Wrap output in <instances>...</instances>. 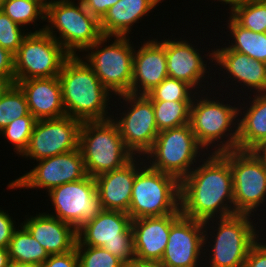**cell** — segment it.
I'll list each match as a JSON object with an SVG mask.
<instances>
[{
    "label": "cell",
    "mask_w": 266,
    "mask_h": 267,
    "mask_svg": "<svg viewBox=\"0 0 266 267\" xmlns=\"http://www.w3.org/2000/svg\"><path fill=\"white\" fill-rule=\"evenodd\" d=\"M198 166L180 181L181 214L203 222H215V214L216 218L234 215L229 162L220 153L211 152Z\"/></svg>",
    "instance_id": "6da1fadb"
},
{
    "label": "cell",
    "mask_w": 266,
    "mask_h": 267,
    "mask_svg": "<svg viewBox=\"0 0 266 267\" xmlns=\"http://www.w3.org/2000/svg\"><path fill=\"white\" fill-rule=\"evenodd\" d=\"M8 83L0 78V94L7 87Z\"/></svg>",
    "instance_id": "bcb514c9"
},
{
    "label": "cell",
    "mask_w": 266,
    "mask_h": 267,
    "mask_svg": "<svg viewBox=\"0 0 266 267\" xmlns=\"http://www.w3.org/2000/svg\"><path fill=\"white\" fill-rule=\"evenodd\" d=\"M15 221L11 218L9 213L0 209V247L8 248L9 242L14 233Z\"/></svg>",
    "instance_id": "ab89813d"
},
{
    "label": "cell",
    "mask_w": 266,
    "mask_h": 267,
    "mask_svg": "<svg viewBox=\"0 0 266 267\" xmlns=\"http://www.w3.org/2000/svg\"><path fill=\"white\" fill-rule=\"evenodd\" d=\"M26 115H32L26 97L21 88L13 83L0 94V131L11 121Z\"/></svg>",
    "instance_id": "f546056e"
},
{
    "label": "cell",
    "mask_w": 266,
    "mask_h": 267,
    "mask_svg": "<svg viewBox=\"0 0 266 267\" xmlns=\"http://www.w3.org/2000/svg\"><path fill=\"white\" fill-rule=\"evenodd\" d=\"M136 159L137 157H134L124 167L102 173L95 177L102 210L128 213L136 173L142 165L147 163V161L144 162L143 156V161L141 158L137 159L138 161ZM138 162H140V167Z\"/></svg>",
    "instance_id": "ffe728a7"
},
{
    "label": "cell",
    "mask_w": 266,
    "mask_h": 267,
    "mask_svg": "<svg viewBox=\"0 0 266 267\" xmlns=\"http://www.w3.org/2000/svg\"><path fill=\"white\" fill-rule=\"evenodd\" d=\"M220 2H224L227 4H229V10L231 11L230 13H232L236 8H238L239 6H241L244 2H246L247 0H218Z\"/></svg>",
    "instance_id": "f6af8a7d"
},
{
    "label": "cell",
    "mask_w": 266,
    "mask_h": 267,
    "mask_svg": "<svg viewBox=\"0 0 266 267\" xmlns=\"http://www.w3.org/2000/svg\"><path fill=\"white\" fill-rule=\"evenodd\" d=\"M22 27L0 10V46L13 55L17 53L23 39L29 34L25 33V29L22 32Z\"/></svg>",
    "instance_id": "d590c367"
},
{
    "label": "cell",
    "mask_w": 266,
    "mask_h": 267,
    "mask_svg": "<svg viewBox=\"0 0 266 267\" xmlns=\"http://www.w3.org/2000/svg\"><path fill=\"white\" fill-rule=\"evenodd\" d=\"M147 164L136 173L127 214L134 220L181 213L180 181Z\"/></svg>",
    "instance_id": "5b68a950"
},
{
    "label": "cell",
    "mask_w": 266,
    "mask_h": 267,
    "mask_svg": "<svg viewBox=\"0 0 266 267\" xmlns=\"http://www.w3.org/2000/svg\"><path fill=\"white\" fill-rule=\"evenodd\" d=\"M0 78L14 83V55L0 46Z\"/></svg>",
    "instance_id": "f35d334b"
},
{
    "label": "cell",
    "mask_w": 266,
    "mask_h": 267,
    "mask_svg": "<svg viewBox=\"0 0 266 267\" xmlns=\"http://www.w3.org/2000/svg\"><path fill=\"white\" fill-rule=\"evenodd\" d=\"M37 1H39L45 8L48 4L52 2V0L51 1L50 0H37Z\"/></svg>",
    "instance_id": "7dc6e473"
},
{
    "label": "cell",
    "mask_w": 266,
    "mask_h": 267,
    "mask_svg": "<svg viewBox=\"0 0 266 267\" xmlns=\"http://www.w3.org/2000/svg\"><path fill=\"white\" fill-rule=\"evenodd\" d=\"M70 55L43 28L29 32L14 55V83L32 78L57 77Z\"/></svg>",
    "instance_id": "8fae6325"
},
{
    "label": "cell",
    "mask_w": 266,
    "mask_h": 267,
    "mask_svg": "<svg viewBox=\"0 0 266 267\" xmlns=\"http://www.w3.org/2000/svg\"><path fill=\"white\" fill-rule=\"evenodd\" d=\"M192 90L194 88L187 82L167 77L146 96L151 101H192L194 94H198Z\"/></svg>",
    "instance_id": "d6a6232c"
},
{
    "label": "cell",
    "mask_w": 266,
    "mask_h": 267,
    "mask_svg": "<svg viewBox=\"0 0 266 267\" xmlns=\"http://www.w3.org/2000/svg\"><path fill=\"white\" fill-rule=\"evenodd\" d=\"M220 154L231 167L235 214H254L266 201V169L263 163L253 151L235 149Z\"/></svg>",
    "instance_id": "7c38bea8"
},
{
    "label": "cell",
    "mask_w": 266,
    "mask_h": 267,
    "mask_svg": "<svg viewBox=\"0 0 266 267\" xmlns=\"http://www.w3.org/2000/svg\"><path fill=\"white\" fill-rule=\"evenodd\" d=\"M23 91L30 113L36 120L66 116L61 84L57 77L32 78L16 83Z\"/></svg>",
    "instance_id": "7402d4cb"
},
{
    "label": "cell",
    "mask_w": 266,
    "mask_h": 267,
    "mask_svg": "<svg viewBox=\"0 0 266 267\" xmlns=\"http://www.w3.org/2000/svg\"><path fill=\"white\" fill-rule=\"evenodd\" d=\"M181 215V213H173L132 220L131 229L136 260L160 262L169 240L171 225Z\"/></svg>",
    "instance_id": "d6986e66"
},
{
    "label": "cell",
    "mask_w": 266,
    "mask_h": 267,
    "mask_svg": "<svg viewBox=\"0 0 266 267\" xmlns=\"http://www.w3.org/2000/svg\"><path fill=\"white\" fill-rule=\"evenodd\" d=\"M158 131L189 123L192 101H152Z\"/></svg>",
    "instance_id": "f1b7e54d"
},
{
    "label": "cell",
    "mask_w": 266,
    "mask_h": 267,
    "mask_svg": "<svg viewBox=\"0 0 266 267\" xmlns=\"http://www.w3.org/2000/svg\"><path fill=\"white\" fill-rule=\"evenodd\" d=\"M209 54L210 60H215L216 65L223 67L220 69L226 70L232 76V81L235 83H243L242 85L251 87L255 93L266 92V64L258 60L252 59L246 54L233 51L227 46L224 48H216ZM236 79V80H235ZM257 91V92H256Z\"/></svg>",
    "instance_id": "603a6c76"
},
{
    "label": "cell",
    "mask_w": 266,
    "mask_h": 267,
    "mask_svg": "<svg viewBox=\"0 0 266 267\" xmlns=\"http://www.w3.org/2000/svg\"><path fill=\"white\" fill-rule=\"evenodd\" d=\"M124 267H164L160 262H149V261H132L125 264Z\"/></svg>",
    "instance_id": "b9f144b4"
},
{
    "label": "cell",
    "mask_w": 266,
    "mask_h": 267,
    "mask_svg": "<svg viewBox=\"0 0 266 267\" xmlns=\"http://www.w3.org/2000/svg\"><path fill=\"white\" fill-rule=\"evenodd\" d=\"M82 59L79 55L69 56L58 75L66 115L81 122L114 118L111 114L106 115L109 98L113 94L103 86L92 68Z\"/></svg>",
    "instance_id": "7a4b0ae2"
},
{
    "label": "cell",
    "mask_w": 266,
    "mask_h": 267,
    "mask_svg": "<svg viewBox=\"0 0 266 267\" xmlns=\"http://www.w3.org/2000/svg\"><path fill=\"white\" fill-rule=\"evenodd\" d=\"M166 40V59L168 77L182 80L198 88L206 77L207 66L201 54L186 40ZM207 71V72H206ZM198 86V87H197Z\"/></svg>",
    "instance_id": "cb8c5ba5"
},
{
    "label": "cell",
    "mask_w": 266,
    "mask_h": 267,
    "mask_svg": "<svg viewBox=\"0 0 266 267\" xmlns=\"http://www.w3.org/2000/svg\"><path fill=\"white\" fill-rule=\"evenodd\" d=\"M131 222L126 212L102 210L77 230L76 246L103 247L125 264L135 261Z\"/></svg>",
    "instance_id": "ba28073f"
},
{
    "label": "cell",
    "mask_w": 266,
    "mask_h": 267,
    "mask_svg": "<svg viewBox=\"0 0 266 267\" xmlns=\"http://www.w3.org/2000/svg\"><path fill=\"white\" fill-rule=\"evenodd\" d=\"M244 267H266V243L258 240L250 248Z\"/></svg>",
    "instance_id": "74e56055"
},
{
    "label": "cell",
    "mask_w": 266,
    "mask_h": 267,
    "mask_svg": "<svg viewBox=\"0 0 266 267\" xmlns=\"http://www.w3.org/2000/svg\"><path fill=\"white\" fill-rule=\"evenodd\" d=\"M9 267H33V266H27V265L11 263Z\"/></svg>",
    "instance_id": "c3c4849f"
},
{
    "label": "cell",
    "mask_w": 266,
    "mask_h": 267,
    "mask_svg": "<svg viewBox=\"0 0 266 267\" xmlns=\"http://www.w3.org/2000/svg\"><path fill=\"white\" fill-rule=\"evenodd\" d=\"M166 64V39H149L134 50L131 94L146 95L159 85L168 77Z\"/></svg>",
    "instance_id": "ac0fdd59"
},
{
    "label": "cell",
    "mask_w": 266,
    "mask_h": 267,
    "mask_svg": "<svg viewBox=\"0 0 266 267\" xmlns=\"http://www.w3.org/2000/svg\"><path fill=\"white\" fill-rule=\"evenodd\" d=\"M202 149L188 123L160 131L145 155L148 158L146 160L152 159L148 161L151 168L173 175L181 181L194 169Z\"/></svg>",
    "instance_id": "9c48e42d"
},
{
    "label": "cell",
    "mask_w": 266,
    "mask_h": 267,
    "mask_svg": "<svg viewBox=\"0 0 266 267\" xmlns=\"http://www.w3.org/2000/svg\"><path fill=\"white\" fill-rule=\"evenodd\" d=\"M6 0H0V6L5 2Z\"/></svg>",
    "instance_id": "681fc988"
},
{
    "label": "cell",
    "mask_w": 266,
    "mask_h": 267,
    "mask_svg": "<svg viewBox=\"0 0 266 267\" xmlns=\"http://www.w3.org/2000/svg\"><path fill=\"white\" fill-rule=\"evenodd\" d=\"M162 0H120L100 20L105 36H128L131 26L150 13ZM146 14V15H145Z\"/></svg>",
    "instance_id": "d4e9b609"
},
{
    "label": "cell",
    "mask_w": 266,
    "mask_h": 267,
    "mask_svg": "<svg viewBox=\"0 0 266 267\" xmlns=\"http://www.w3.org/2000/svg\"><path fill=\"white\" fill-rule=\"evenodd\" d=\"M78 267H124L125 263L103 247L75 246Z\"/></svg>",
    "instance_id": "e575fe53"
},
{
    "label": "cell",
    "mask_w": 266,
    "mask_h": 267,
    "mask_svg": "<svg viewBox=\"0 0 266 267\" xmlns=\"http://www.w3.org/2000/svg\"><path fill=\"white\" fill-rule=\"evenodd\" d=\"M38 267H78L76 249L63 254L49 255L48 259Z\"/></svg>",
    "instance_id": "8d00e7d4"
},
{
    "label": "cell",
    "mask_w": 266,
    "mask_h": 267,
    "mask_svg": "<svg viewBox=\"0 0 266 267\" xmlns=\"http://www.w3.org/2000/svg\"><path fill=\"white\" fill-rule=\"evenodd\" d=\"M230 14L239 26L266 33V0H247Z\"/></svg>",
    "instance_id": "4dcf8cb0"
},
{
    "label": "cell",
    "mask_w": 266,
    "mask_h": 267,
    "mask_svg": "<svg viewBox=\"0 0 266 267\" xmlns=\"http://www.w3.org/2000/svg\"><path fill=\"white\" fill-rule=\"evenodd\" d=\"M86 10L99 21L107 13L108 9L120 0H81Z\"/></svg>",
    "instance_id": "60d3db41"
},
{
    "label": "cell",
    "mask_w": 266,
    "mask_h": 267,
    "mask_svg": "<svg viewBox=\"0 0 266 267\" xmlns=\"http://www.w3.org/2000/svg\"><path fill=\"white\" fill-rule=\"evenodd\" d=\"M31 236L45 249L48 255L72 251L77 242V230L52 214L39 213L22 223Z\"/></svg>",
    "instance_id": "44dd1931"
},
{
    "label": "cell",
    "mask_w": 266,
    "mask_h": 267,
    "mask_svg": "<svg viewBox=\"0 0 266 267\" xmlns=\"http://www.w3.org/2000/svg\"><path fill=\"white\" fill-rule=\"evenodd\" d=\"M78 1L79 5L72 0H53L46 6L45 20L49 24L44 26V31L70 56L78 55L77 50L84 52L103 36L100 21L86 10L81 0Z\"/></svg>",
    "instance_id": "277c9868"
},
{
    "label": "cell",
    "mask_w": 266,
    "mask_h": 267,
    "mask_svg": "<svg viewBox=\"0 0 266 267\" xmlns=\"http://www.w3.org/2000/svg\"><path fill=\"white\" fill-rule=\"evenodd\" d=\"M36 119L33 115H26L11 121L0 135L13 144L14 152L22 155L27 149Z\"/></svg>",
    "instance_id": "836d02e7"
},
{
    "label": "cell",
    "mask_w": 266,
    "mask_h": 267,
    "mask_svg": "<svg viewBox=\"0 0 266 267\" xmlns=\"http://www.w3.org/2000/svg\"><path fill=\"white\" fill-rule=\"evenodd\" d=\"M207 227L203 221L181 215L171 225L160 263L164 267H198L202 251L208 250L204 246L209 238Z\"/></svg>",
    "instance_id": "e0dca14e"
},
{
    "label": "cell",
    "mask_w": 266,
    "mask_h": 267,
    "mask_svg": "<svg viewBox=\"0 0 266 267\" xmlns=\"http://www.w3.org/2000/svg\"><path fill=\"white\" fill-rule=\"evenodd\" d=\"M14 230L8 245L11 263L38 267L49 257L45 249L31 236L22 225Z\"/></svg>",
    "instance_id": "4316f807"
},
{
    "label": "cell",
    "mask_w": 266,
    "mask_h": 267,
    "mask_svg": "<svg viewBox=\"0 0 266 267\" xmlns=\"http://www.w3.org/2000/svg\"><path fill=\"white\" fill-rule=\"evenodd\" d=\"M48 195L55 209L52 216L76 230L102 211L95 178L89 175L82 180L57 186Z\"/></svg>",
    "instance_id": "4fadbf2b"
},
{
    "label": "cell",
    "mask_w": 266,
    "mask_h": 267,
    "mask_svg": "<svg viewBox=\"0 0 266 267\" xmlns=\"http://www.w3.org/2000/svg\"><path fill=\"white\" fill-rule=\"evenodd\" d=\"M197 96H194L192 100L189 124L198 144L203 149H208L209 145L215 144L213 147H218L213 153L237 149L239 107H233L230 104L225 105L219 100H212L207 96L201 98H199V94ZM232 127H235V130ZM224 137H226L225 141ZM222 139L223 141H220Z\"/></svg>",
    "instance_id": "8992f818"
},
{
    "label": "cell",
    "mask_w": 266,
    "mask_h": 267,
    "mask_svg": "<svg viewBox=\"0 0 266 267\" xmlns=\"http://www.w3.org/2000/svg\"><path fill=\"white\" fill-rule=\"evenodd\" d=\"M118 97L127 102L125 104L129 105V110L120 113V119L112 117V120L117 124L125 146L134 156L146 157L159 133L152 101L146 95L130 93Z\"/></svg>",
    "instance_id": "5bb4252c"
},
{
    "label": "cell",
    "mask_w": 266,
    "mask_h": 267,
    "mask_svg": "<svg viewBox=\"0 0 266 267\" xmlns=\"http://www.w3.org/2000/svg\"><path fill=\"white\" fill-rule=\"evenodd\" d=\"M33 169L8 184L9 189H51L87 176L80 149L38 160Z\"/></svg>",
    "instance_id": "9a60e30c"
},
{
    "label": "cell",
    "mask_w": 266,
    "mask_h": 267,
    "mask_svg": "<svg viewBox=\"0 0 266 267\" xmlns=\"http://www.w3.org/2000/svg\"><path fill=\"white\" fill-rule=\"evenodd\" d=\"M256 156L261 160L266 169V143L258 145L254 150H252Z\"/></svg>",
    "instance_id": "7bdbcfd3"
},
{
    "label": "cell",
    "mask_w": 266,
    "mask_h": 267,
    "mask_svg": "<svg viewBox=\"0 0 266 267\" xmlns=\"http://www.w3.org/2000/svg\"><path fill=\"white\" fill-rule=\"evenodd\" d=\"M11 264L8 249L0 247V267H9Z\"/></svg>",
    "instance_id": "ee69618b"
},
{
    "label": "cell",
    "mask_w": 266,
    "mask_h": 267,
    "mask_svg": "<svg viewBox=\"0 0 266 267\" xmlns=\"http://www.w3.org/2000/svg\"><path fill=\"white\" fill-rule=\"evenodd\" d=\"M0 10L20 26L45 20L46 8L37 0H6ZM39 18V19H38Z\"/></svg>",
    "instance_id": "1f68e13d"
},
{
    "label": "cell",
    "mask_w": 266,
    "mask_h": 267,
    "mask_svg": "<svg viewBox=\"0 0 266 267\" xmlns=\"http://www.w3.org/2000/svg\"><path fill=\"white\" fill-rule=\"evenodd\" d=\"M252 216L247 214H234L224 218H217L215 225L210 226V220L204 221L216 235L210 247L209 267H244L250 248L260 240L259 231L253 226ZM218 222V223H217ZM217 228L214 230V228ZM257 232V233H256ZM259 238V239H258ZM211 258V259H210Z\"/></svg>",
    "instance_id": "30bf717a"
},
{
    "label": "cell",
    "mask_w": 266,
    "mask_h": 267,
    "mask_svg": "<svg viewBox=\"0 0 266 267\" xmlns=\"http://www.w3.org/2000/svg\"><path fill=\"white\" fill-rule=\"evenodd\" d=\"M129 36H114V42L108 46L102 44L111 40L110 36L103 35L92 46L88 47L87 64L92 68L103 86L110 93L119 95L131 94L133 75L134 46ZM92 50V51H91ZM91 51V53L89 52ZM87 58V59H86Z\"/></svg>",
    "instance_id": "52a82bcc"
},
{
    "label": "cell",
    "mask_w": 266,
    "mask_h": 267,
    "mask_svg": "<svg viewBox=\"0 0 266 267\" xmlns=\"http://www.w3.org/2000/svg\"><path fill=\"white\" fill-rule=\"evenodd\" d=\"M81 123L67 115L36 120L28 147L21 156L38 161L78 149Z\"/></svg>",
    "instance_id": "2e32d148"
},
{
    "label": "cell",
    "mask_w": 266,
    "mask_h": 267,
    "mask_svg": "<svg viewBox=\"0 0 266 267\" xmlns=\"http://www.w3.org/2000/svg\"><path fill=\"white\" fill-rule=\"evenodd\" d=\"M78 148L83 156L87 175L94 178L124 167L135 157L125 146L119 128L112 118L82 122Z\"/></svg>",
    "instance_id": "3957f363"
},
{
    "label": "cell",
    "mask_w": 266,
    "mask_h": 267,
    "mask_svg": "<svg viewBox=\"0 0 266 267\" xmlns=\"http://www.w3.org/2000/svg\"><path fill=\"white\" fill-rule=\"evenodd\" d=\"M253 96L249 107L239 108V113L244 116L238 120V150L252 151L258 145L266 143V92ZM244 108L247 111L242 114Z\"/></svg>",
    "instance_id": "484cf974"
},
{
    "label": "cell",
    "mask_w": 266,
    "mask_h": 267,
    "mask_svg": "<svg viewBox=\"0 0 266 267\" xmlns=\"http://www.w3.org/2000/svg\"><path fill=\"white\" fill-rule=\"evenodd\" d=\"M230 35L233 37L228 48L243 54L252 59L266 64V33H256L250 29L239 26L231 17H228Z\"/></svg>",
    "instance_id": "83f0119b"
}]
</instances>
